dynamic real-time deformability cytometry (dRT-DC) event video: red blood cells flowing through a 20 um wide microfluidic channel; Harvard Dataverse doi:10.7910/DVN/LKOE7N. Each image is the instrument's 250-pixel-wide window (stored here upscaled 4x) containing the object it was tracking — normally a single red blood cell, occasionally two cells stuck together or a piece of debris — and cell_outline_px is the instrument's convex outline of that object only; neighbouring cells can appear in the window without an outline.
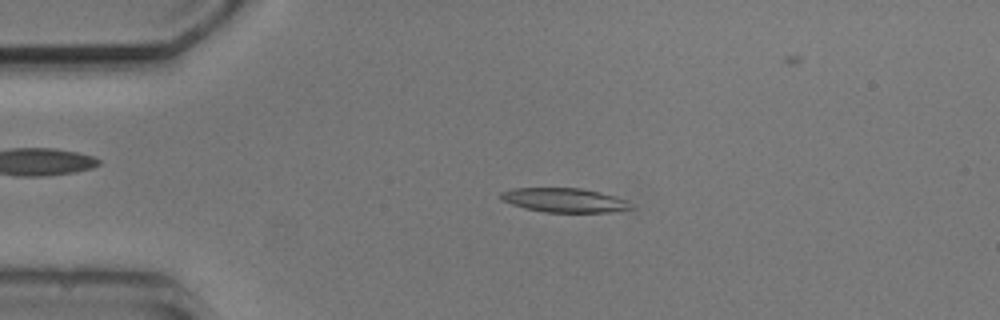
{"species": "common noctule bat (a hibernating species)", "species_latin": "Nyctalus noctula", "temperature_condition": "cold", "stored_images_in_passage": 4, "camera_frame_rate_fps": 3000, "um_per_image_px": 0.085, "animal": {"sex": "male", "body_mass_g": 20.5, "forearm_length_mm": 52.5}, "frame": {"image": 1, "passage_image": 3, "time_ms": 2.333, "image_size_px": [1000, 320], "cell_outline_px": [[636, 208], [608, 212], [544, 212], [524, 208], [500, 200], [500, 192], [512, 188], [580, 188], [600, 192], [616, 196], [628, 200]], "centroid_in_image_um": [47.99, 17.01], "position_along_channel_um": 37.0, "area_um2": 18.55}}